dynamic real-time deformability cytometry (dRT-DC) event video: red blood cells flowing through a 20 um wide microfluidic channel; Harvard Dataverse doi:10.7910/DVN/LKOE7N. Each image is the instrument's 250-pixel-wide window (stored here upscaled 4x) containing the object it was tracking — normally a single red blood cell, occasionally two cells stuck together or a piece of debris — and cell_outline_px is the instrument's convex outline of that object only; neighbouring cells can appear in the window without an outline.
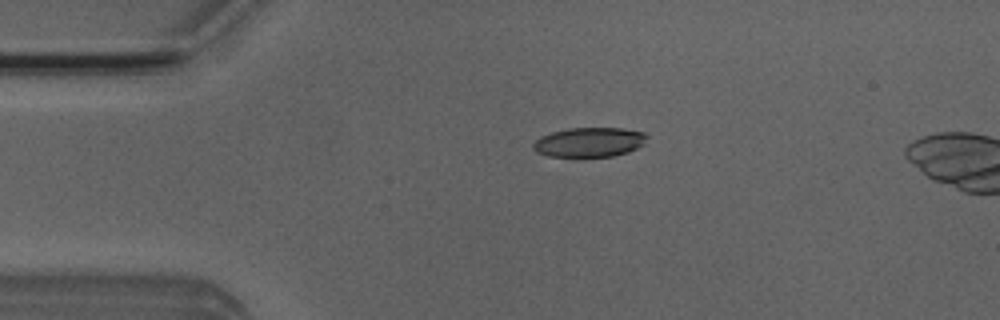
{"species": "Egyptian fruit bat (a non-hibernating species)", "species_latin": "Rousettus aegyptiacus", "temperature_condition": "room temperature", "stored_images_in_passage": 4, "camera_frame_rate_fps": 3000, "um_per_image_px": 0.085, "animal": {"sex": "male"}, "frame": {"image": 1, "passage_image": 2, "time_ms": 1.333, "image_size_px": [1000, 320], "cell_outline_px": [[648, 136], [644, 144], [628, 152], [612, 156], [584, 160], [576, 160], [548, 156], [536, 152], [532, 148], [532, 144], [540, 136], [552, 132], [568, 128], [624, 128], [644, 132]], "centroid_in_image_um": [50.05, 12.14], "position_along_channel_um": 34.9, "area_um2": 20.63}}